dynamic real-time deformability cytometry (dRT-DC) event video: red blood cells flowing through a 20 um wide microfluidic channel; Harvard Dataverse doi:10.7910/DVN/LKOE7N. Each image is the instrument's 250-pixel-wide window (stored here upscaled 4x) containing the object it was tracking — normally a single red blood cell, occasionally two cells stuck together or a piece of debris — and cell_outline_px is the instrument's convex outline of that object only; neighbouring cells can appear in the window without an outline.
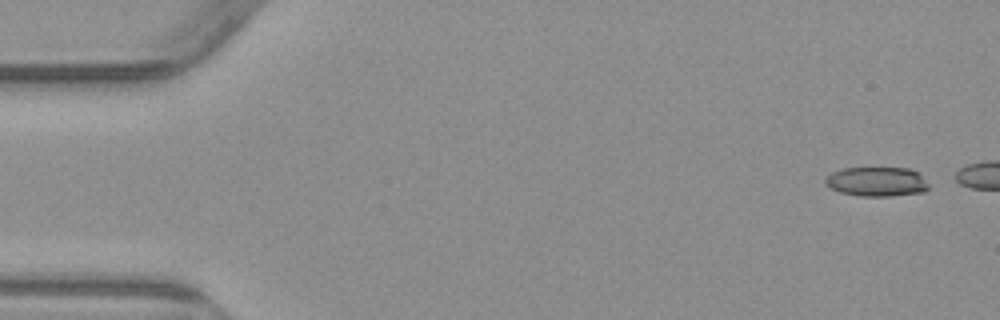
{"species": "common noctule bat (a hibernating species)", "species_latin": "Nyctalus noctula", "temperature_condition": "warm", "stored_images_in_passage": 4, "camera_frame_rate_fps": 3000, "um_per_image_px": 0.085, "animal": {"sex": "male", "body_mass_g": 23.1, "forearm_length_mm": 52.7}, "frame": {"image": 1, "passage_image": 1, "time_ms": 0.0, "image_size_px": [1000, 320], "cell_outline_px": [[928, 188], [924, 192], [892, 196], [860, 196], [840, 192], [824, 184], [824, 180], [832, 172], [844, 168], [908, 168], [916, 172], [928, 184]], "centroid_in_image_um": [74.5, 15.45], "position_along_channel_um": 10.5, "area_um2": 17.57}}